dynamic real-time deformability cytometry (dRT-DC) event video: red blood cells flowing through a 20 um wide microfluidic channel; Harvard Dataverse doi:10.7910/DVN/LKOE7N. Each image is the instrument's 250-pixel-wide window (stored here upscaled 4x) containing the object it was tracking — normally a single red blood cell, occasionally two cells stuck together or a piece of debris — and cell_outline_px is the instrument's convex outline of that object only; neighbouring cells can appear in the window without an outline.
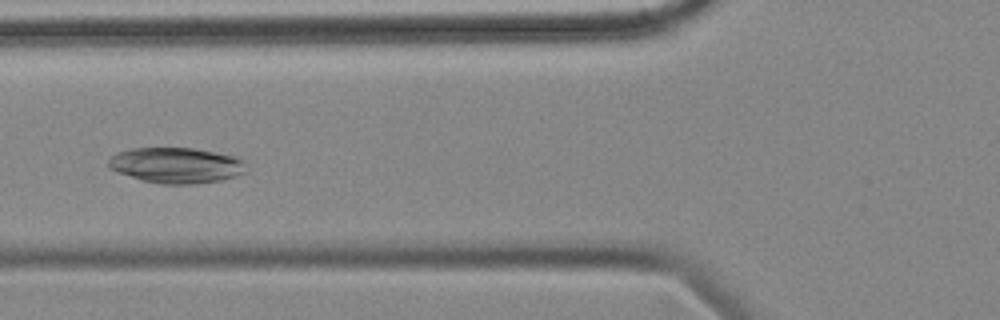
{"species": "common noctule bat (a hibernating species)", "species_latin": "Nyctalus noctula", "temperature_condition": "cold", "stored_images_in_passage": 42, "camera_frame_rate_fps": 3000, "um_per_image_px": 0.085, "animal": {"sex": "female", "body_mass_g": 18.4}, "frame": {"image": 1, "passage_image": 7, "time_ms": 2.0, "image_size_px": [1000, 320], "cell_outline_px": [[244, 172], [236, 176], [220, 180], [196, 184], [160, 184], [144, 180], [108, 168], [108, 160], [116, 152], [132, 148], [196, 148], [240, 156], [244, 160]], "centroid_in_image_um": [15.02, 14.03], "position_along_channel_um": 110.8, "area_um2": 28.67}}
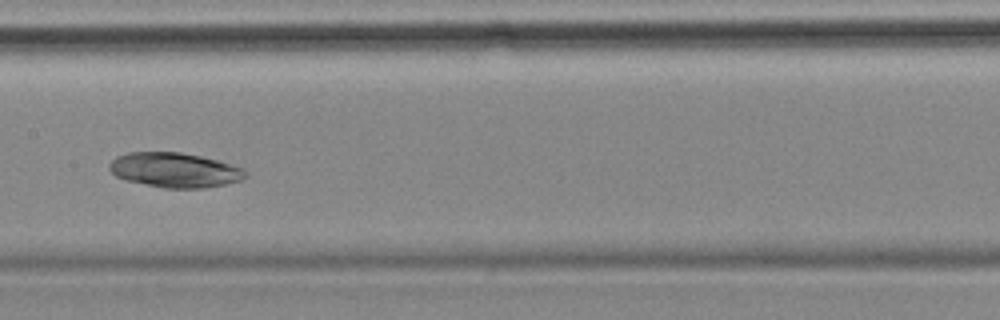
{"frame": {"image": 2, "passage_image": 14, "time_ms": 4.333, "image_size_px": [1000, 320], "cell_outline_px": [[248, 176], [240, 180], [224, 184], [204, 188], [164, 188], [124, 180], [116, 176], [108, 168], [108, 164], [116, 156], [128, 152], [180, 152], [200, 156], [216, 160], [244, 168], [248, 172]], "centroid_in_image_um": [14.83, 14.45], "position_along_channel_um": 192.6, "area_um2": 27.63}}
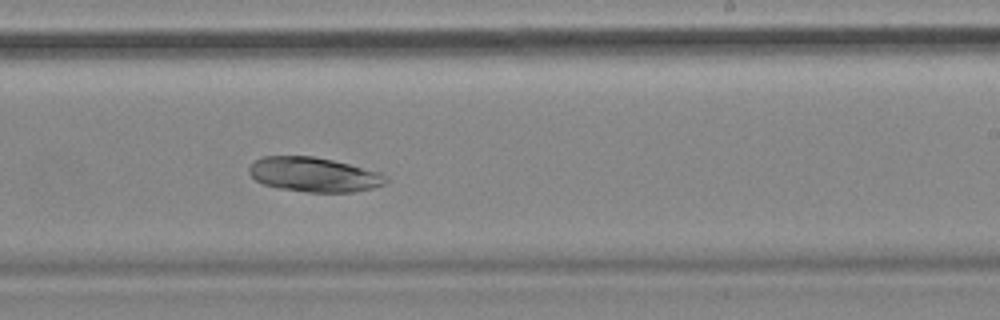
{"frame": {"image": 3, "passage_image": 20, "time_ms": 6.333, "image_size_px": [1000, 320], "cell_outline_px": [[388, 180], [384, 184], [372, 188], [352, 192], [308, 192], [276, 188], [264, 184], [256, 180], [248, 172], [248, 168], [256, 160], [264, 156], [312, 156], [332, 160], [380, 172], [388, 176]], "centroid_in_image_um": [26.68, 14.84], "position_along_channel_um": 262.3, "area_um2": 27.46}}